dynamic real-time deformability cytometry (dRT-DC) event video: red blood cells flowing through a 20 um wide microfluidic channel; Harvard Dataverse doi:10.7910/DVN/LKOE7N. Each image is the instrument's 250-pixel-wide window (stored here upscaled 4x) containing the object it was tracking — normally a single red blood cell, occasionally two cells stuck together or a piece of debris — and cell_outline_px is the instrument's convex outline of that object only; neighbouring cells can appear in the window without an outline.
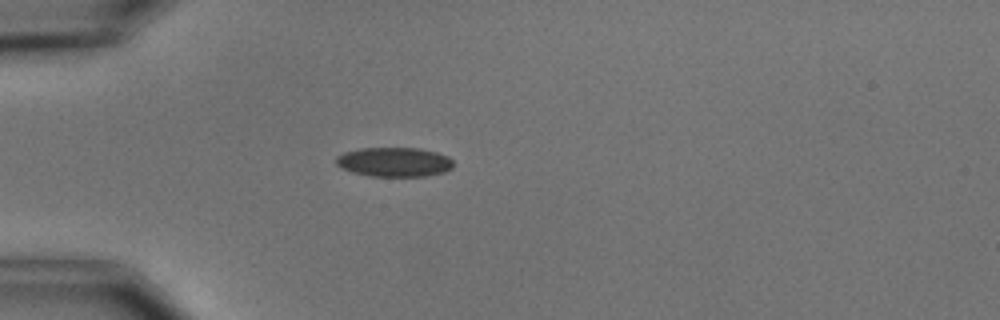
{"species": "common noctule bat (a hibernating species)", "species_latin": "Nyctalus noctula", "temperature_condition": "cold", "stored_images_in_passage": 2, "camera_frame_rate_fps": 3000, "um_per_image_px": 0.085, "animal": {"sex": "male", "body_mass_g": 15.6}, "frame": {"image": 1, "passage_image": 1, "time_ms": 0.0, "image_size_px": [1000, 320], "cell_outline_px": [[452, 168], [444, 172], [428, 176], [368, 176], [352, 172], [340, 168], [336, 164], [336, 156], [344, 152], [360, 148], [420, 148], [436, 152], [448, 156], [452, 160]], "centroid_in_image_um": [33.49, 13.77], "position_along_channel_um": 51.5, "area_um2": 20.23}}